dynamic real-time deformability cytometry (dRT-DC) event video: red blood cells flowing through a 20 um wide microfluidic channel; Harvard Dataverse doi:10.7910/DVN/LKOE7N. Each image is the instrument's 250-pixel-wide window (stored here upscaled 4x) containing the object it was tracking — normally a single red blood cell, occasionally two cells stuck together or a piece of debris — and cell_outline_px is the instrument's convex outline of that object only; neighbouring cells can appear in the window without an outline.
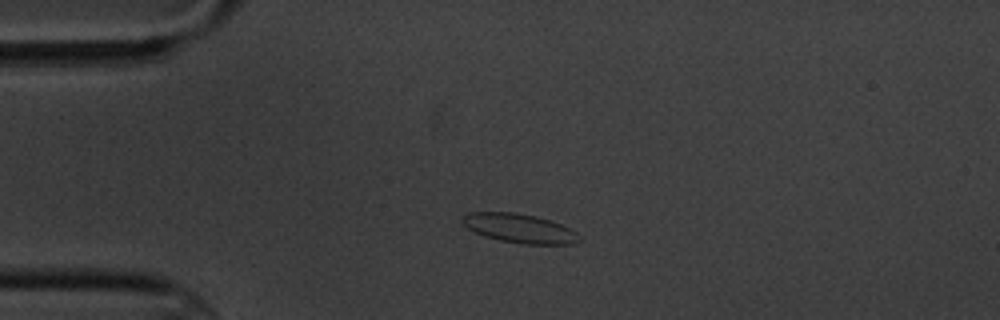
{"species": "common noctule bat (a hibernating species)", "species_latin": "Nyctalus noctula", "temperature_condition": "cold", "stored_images_in_passage": 2, "camera_frame_rate_fps": 3000, "um_per_image_px": 0.085, "animal": {"sex": "male", "body_mass_g": 20.1, "forearm_length_mm": 53.5}, "frame": {"image": 1, "passage_image": 1, "time_ms": 0.0, "image_size_px": [1000, 320], "cell_outline_px": [[584, 240], [572, 244], [520, 244], [500, 240], [484, 236], [468, 228], [460, 220], [468, 212], [516, 212], [536, 216], [560, 224], [576, 232]], "centroid_in_image_um": [44.17, 19.41], "position_along_channel_um": 40.8, "area_um2": 19.83}}